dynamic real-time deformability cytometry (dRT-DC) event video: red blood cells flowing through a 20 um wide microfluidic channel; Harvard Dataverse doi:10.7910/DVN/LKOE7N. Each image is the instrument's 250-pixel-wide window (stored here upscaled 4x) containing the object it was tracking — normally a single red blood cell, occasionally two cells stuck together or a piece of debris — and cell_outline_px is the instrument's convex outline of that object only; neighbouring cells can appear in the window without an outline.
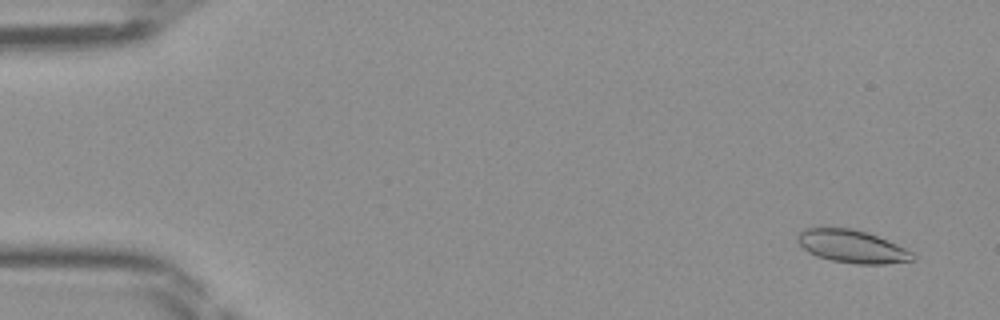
{"species": "Egyptian fruit bat (a non-hibernating species)", "species_latin": "Rousettus aegyptiacus", "temperature_condition": "room temperature", "stored_images_in_passage": 48, "camera_frame_rate_fps": 3000, "um_per_image_px": 0.085, "frame": {"image": 1, "passage_image": 3, "time_ms": 0.667, "image_size_px": [1000, 320], "cell_outline_px": [[916, 260], [884, 264], [856, 264], [832, 260], [816, 256], [808, 252], [800, 244], [796, 236], [796, 232], [804, 228], [852, 228], [868, 232], [896, 244], [912, 252], [916, 256]], "centroid_in_image_um": [72.42, 20.94], "position_along_channel_um": 12.6, "area_um2": 22.08}}
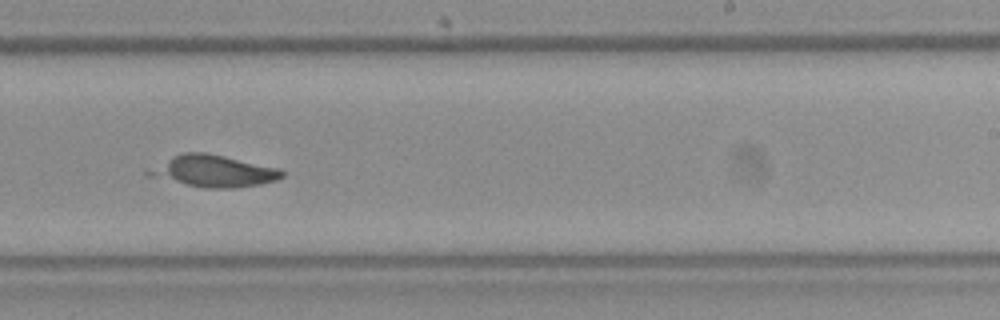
{"frame": {"image": 2, "passage_image": 30, "time_ms": 9.667, "image_size_px": [1000, 320], "cell_outline_px": [[284, 176], [276, 180], [260, 184], [236, 188], [204, 188], [144, 176], [144, 172], [172, 156], [184, 152], [204, 152], [224, 156], [280, 168], [284, 172]], "centroid_in_image_um": [18.11, 14.55], "position_along_channel_um": 270.9, "area_um2": 24.74}}
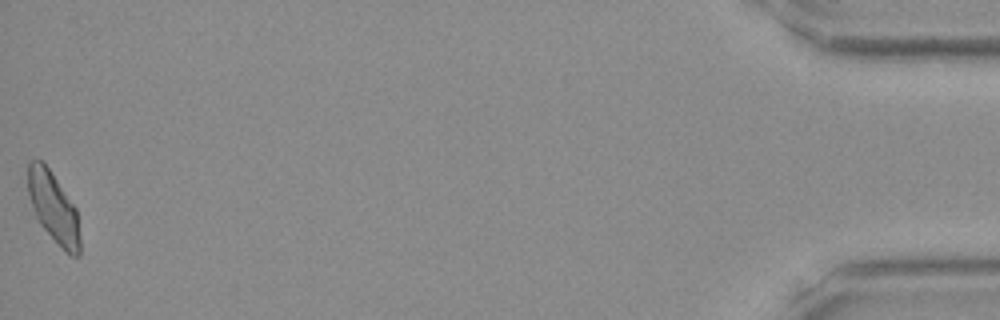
{"frame": {"image": 3, "passage_image": 48, "time_ms": 15.667, "image_size_px": [1000, 320], "cell_outline_px": [[80, 256], [72, 256], [64, 252], [36, 220], [28, 192], [28, 164], [32, 160], [44, 160], [76, 208], [80, 236]], "centroid_in_image_um": [4.55, 17.66], "position_along_channel_um": 430.7, "area_um2": 21.62}}